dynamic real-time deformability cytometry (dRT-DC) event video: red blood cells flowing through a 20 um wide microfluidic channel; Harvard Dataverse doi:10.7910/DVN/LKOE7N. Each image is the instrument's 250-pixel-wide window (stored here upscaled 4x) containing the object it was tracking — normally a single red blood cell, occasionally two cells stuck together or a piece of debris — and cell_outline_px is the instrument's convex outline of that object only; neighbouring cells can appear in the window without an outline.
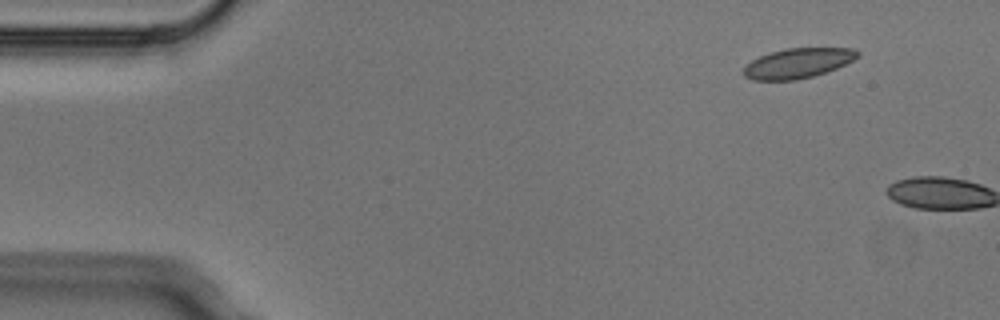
{"species": "Egyptian fruit bat (a non-hibernating species)", "species_latin": "Rousettus aegyptiacus", "temperature_condition": "cold", "stored_images_in_passage": 2, "camera_frame_rate_fps": 3000, "um_per_image_px": 0.085, "animal": {"sex": "male"}, "frame": {"image": 1, "passage_image": 1, "time_ms": 0.0, "image_size_px": [1000, 320], "cell_outline_px": [[860, 56], [836, 68], [812, 76], [796, 80], [752, 80], [744, 76], [744, 68], [752, 60], [768, 52], [784, 48], [852, 48], [860, 52]], "centroid_in_image_um": [67.8, 5.36], "position_along_channel_um": 17.2, "area_um2": 19.77}}